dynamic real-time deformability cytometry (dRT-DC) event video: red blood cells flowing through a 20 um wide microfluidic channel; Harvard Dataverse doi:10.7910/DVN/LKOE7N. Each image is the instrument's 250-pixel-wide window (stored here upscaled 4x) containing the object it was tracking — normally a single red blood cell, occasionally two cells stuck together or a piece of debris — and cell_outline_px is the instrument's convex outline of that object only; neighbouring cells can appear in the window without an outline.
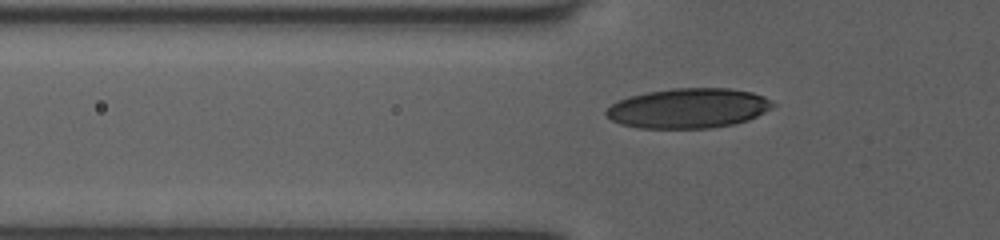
{"species": "human", "species_latin": "Homo sapiens", "temperature_condition": "room temperature", "stored_images_in_passage": 40, "camera_frame_rate_fps": 3000, "um_per_image_px": 0.085, "donor": {"sex": "female"}, "frame": {"image": 1, "passage_image": 8, "time_ms": 2.333, "image_size_px": [1000, 240], "cell_outline_px": [[776, 104], [772, 108], [748, 120], [732, 124], [708, 128], [640, 128], [620, 124], [612, 120], [604, 112], [616, 100], [628, 96], [648, 92], [672, 88], [728, 88], [752, 92], [764, 96]], "centroid_in_image_um": [58.5, 9.19], "position_along_channel_um": 67.3, "area_um2": 38.73}}
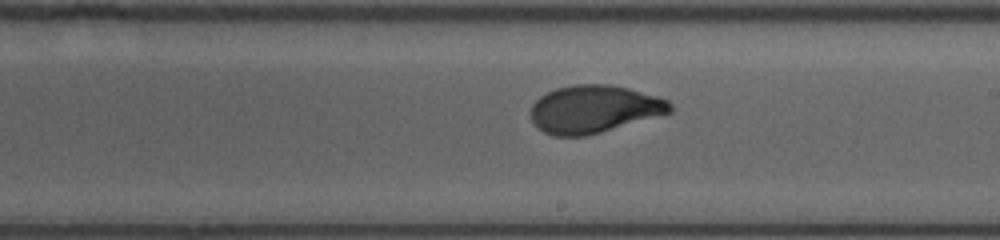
{"frame": {"image": 2, "passage_image": 21, "time_ms": 6.667, "image_size_px": [1000, 240], "cell_outline_px": [[672, 112], [588, 136], [552, 136], [544, 132], [532, 120], [528, 112], [532, 104], [540, 96], [556, 88], [572, 84], [608, 84], [628, 88], [656, 96], [668, 100], [672, 104]], "centroid_in_image_um": [50.47, 9.27], "position_along_channel_um": 238.5, "area_um2": 38.84}}
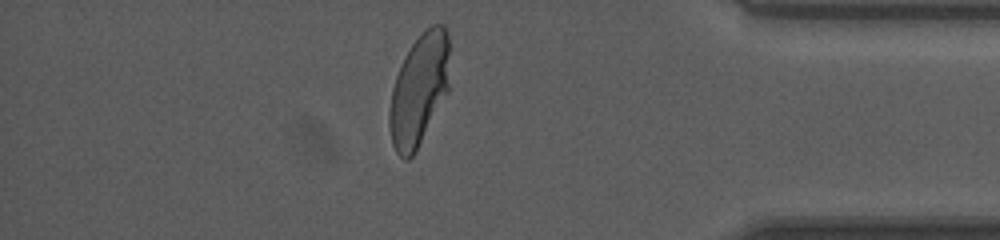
{"frame": {"image": 3, "passage_image": 35, "time_ms": 11.333, "image_size_px": [1000, 240], "cell_outline_px": [[448, 92], [416, 152], [408, 160], [404, 160], [396, 152], [392, 144], [388, 124], [388, 112], [392, 88], [396, 76], [404, 56], [412, 44], [432, 24], [444, 24], [448, 32]], "centroid_in_image_um": [35.6, 7.68], "position_along_channel_um": 399.6, "area_um2": 39.25}}